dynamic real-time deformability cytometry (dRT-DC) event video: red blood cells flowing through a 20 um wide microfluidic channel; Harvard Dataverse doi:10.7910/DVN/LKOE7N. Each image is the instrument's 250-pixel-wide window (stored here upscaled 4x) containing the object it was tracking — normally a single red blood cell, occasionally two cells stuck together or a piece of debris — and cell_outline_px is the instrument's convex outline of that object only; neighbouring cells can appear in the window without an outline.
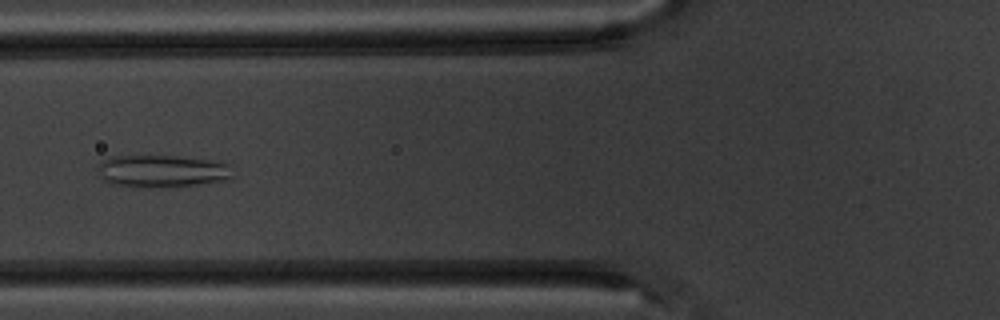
{"species": "common noctule bat (a hibernating species)", "species_latin": "Nyctalus noctula", "temperature_condition": "warm", "stored_images_in_passage": 6, "camera_frame_rate_fps": 3000, "um_per_image_px": 0.085, "animal": {"sex": "male", "body_mass_g": 20.1, "forearm_length_mm": 53.5}, "frame": {"image": 1, "passage_image": 6, "time_ms": 5.667, "image_size_px": [1000, 320], "cell_outline_px": [[232, 180], [164, 188], [116, 184], [104, 180], [100, 176], [96, 168], [104, 160], [112, 156], [176, 156], [212, 160], [232, 164]], "centroid_in_image_um": [13.86, 14.54], "position_along_channel_um": 111.9, "area_um2": 25.55}}